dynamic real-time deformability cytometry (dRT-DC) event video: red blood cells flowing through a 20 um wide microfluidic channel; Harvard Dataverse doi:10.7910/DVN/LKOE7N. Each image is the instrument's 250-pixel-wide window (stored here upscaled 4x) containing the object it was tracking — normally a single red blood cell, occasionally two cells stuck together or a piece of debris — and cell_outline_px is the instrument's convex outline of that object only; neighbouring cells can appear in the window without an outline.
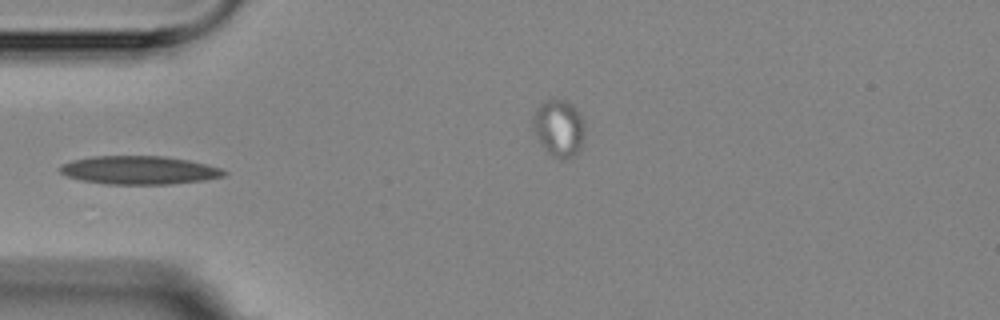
{"species": "Egyptian fruit bat (a non-hibernating species)", "species_latin": "Rousettus aegyptiacus", "temperature_condition": "room temperature", "stored_images_in_passage": 4, "segment_of_instrument_passage": [1, 2], "camera_frame_rate_fps": 3000, "um_per_image_px": 0.085, "animal": {"sex": "female"}, "frame": {"image": 1, "passage_image": 3, "time_ms": 3.333, "image_size_px": [1000, 320], "cell_outline_px": [[228, 172], [224, 176], [204, 180], [168, 184], [108, 184], [80, 180], [68, 176], [60, 172], [56, 168], [60, 164], [72, 160], [92, 156], [164, 156], [188, 160], [220, 168]], "centroid_in_image_um": [11.77, 14.46], "position_along_channel_um": 73.2, "area_um2": 27.11}}